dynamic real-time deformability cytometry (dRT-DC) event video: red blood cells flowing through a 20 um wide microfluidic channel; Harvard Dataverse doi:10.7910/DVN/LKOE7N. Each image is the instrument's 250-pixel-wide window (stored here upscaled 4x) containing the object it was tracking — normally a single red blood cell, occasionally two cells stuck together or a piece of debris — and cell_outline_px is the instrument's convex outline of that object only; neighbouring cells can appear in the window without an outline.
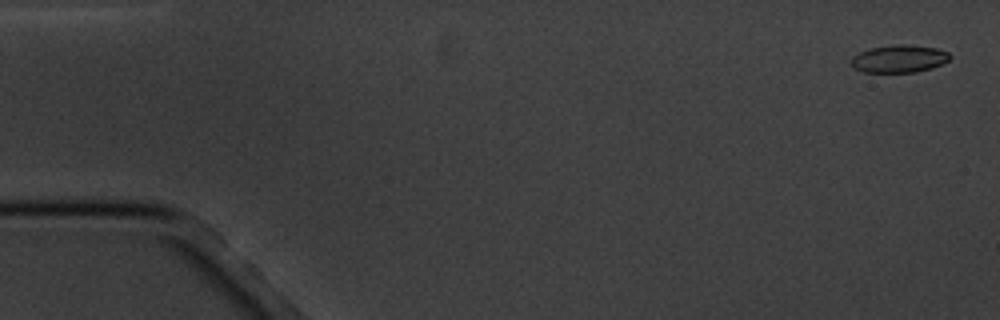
{"species": "common noctule bat (a hibernating species)", "species_latin": "Nyctalus noctula", "temperature_condition": "cold", "stored_images_in_passage": 5, "camera_frame_rate_fps": 3000, "um_per_image_px": 0.085, "animal": {"sex": "male", "body_mass_g": 20.1, "forearm_length_mm": 53.5}, "frame": {"image": 1, "passage_image": 1, "time_ms": 0.0, "image_size_px": [1000, 320], "cell_outline_px": [[952, 56], [948, 60], [932, 68], [916, 72], [864, 72], [852, 68], [852, 56], [868, 48], [892, 44], [908, 44], [936, 48], [948, 52]], "centroid_in_image_um": [76.41, 4.98], "position_along_channel_um": 8.6, "area_um2": 16.01}}
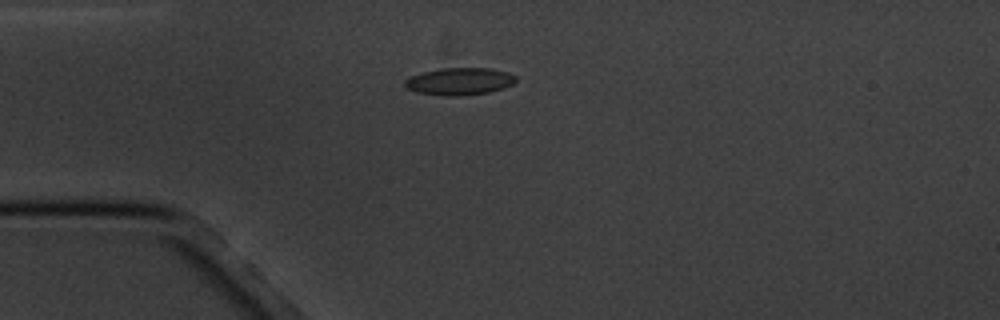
{"frame": {"image": 2, "passage_image": 4, "time_ms": 4.333, "image_size_px": [1000, 320], "cell_outline_px": [[516, 80], [512, 84], [504, 88], [488, 92], [460, 96], [448, 96], [416, 92], [408, 88], [404, 84], [404, 80], [412, 76], [424, 72], [440, 68], [488, 68], [508, 72], [516, 76]], "centroid_in_image_um": [39.07, 6.91], "position_along_channel_um": 45.9, "area_um2": 17.51}}
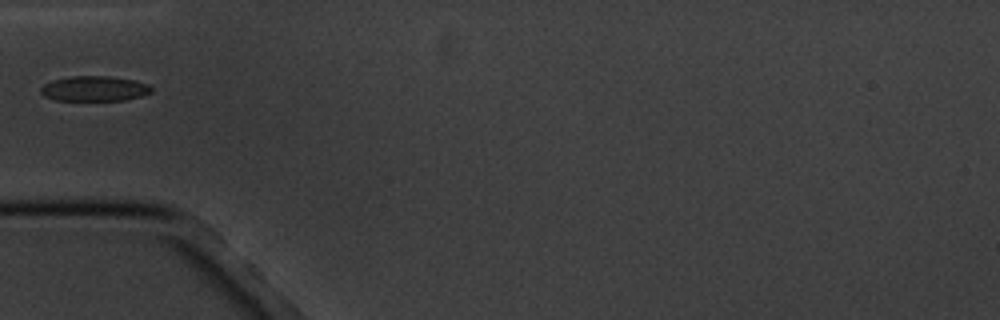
{"frame": {"image": 3, "passage_image": 5, "time_ms": 5.667, "image_size_px": [1000, 320], "cell_outline_px": [[152, 92], [140, 96], [124, 100], [56, 100], [44, 96], [40, 92], [40, 88], [44, 84], [52, 80], [72, 76], [108, 76], [132, 80], [148, 84], [152, 88]], "centroid_in_image_um": [8.0, 7.53], "position_along_channel_um": 77.0, "area_um2": 16.07}}